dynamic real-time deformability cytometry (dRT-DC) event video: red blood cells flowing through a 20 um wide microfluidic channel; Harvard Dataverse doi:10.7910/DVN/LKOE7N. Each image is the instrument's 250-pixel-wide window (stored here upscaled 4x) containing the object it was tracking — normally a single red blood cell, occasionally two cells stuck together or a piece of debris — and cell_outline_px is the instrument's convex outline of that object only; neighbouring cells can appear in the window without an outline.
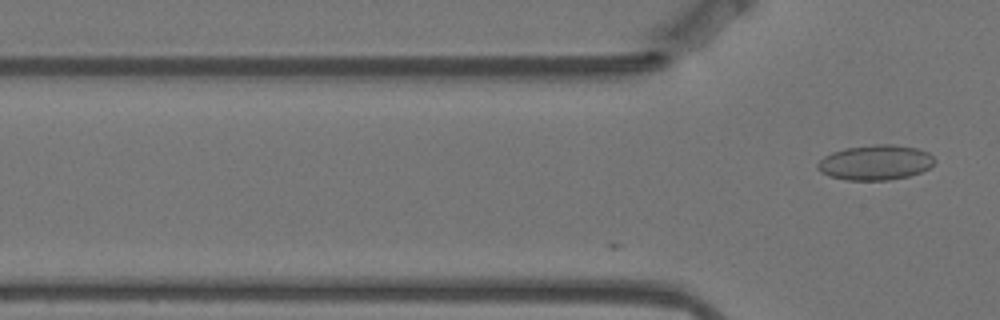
{"species": "Egyptian fruit bat (a non-hibernating species)", "species_latin": "Rousettus aegyptiacus", "temperature_condition": "warm", "stored_images_in_passage": 16, "camera_frame_rate_fps": 3000, "um_per_image_px": 0.085, "animal": {"sex": "female"}, "frame": {"image": 1, "passage_image": 16, "time_ms": 5.0, "image_size_px": [1000, 320], "cell_outline_px": [[936, 160], [928, 168], [920, 172], [908, 176], [888, 180], [844, 180], [828, 176], [820, 172], [816, 168], [816, 164], [824, 156], [832, 152], [844, 148], [876, 144], [892, 144], [916, 148], [928, 152]], "centroid_in_image_um": [74.36, 13.81], "position_along_channel_um": 51.4, "area_um2": 23.99}}